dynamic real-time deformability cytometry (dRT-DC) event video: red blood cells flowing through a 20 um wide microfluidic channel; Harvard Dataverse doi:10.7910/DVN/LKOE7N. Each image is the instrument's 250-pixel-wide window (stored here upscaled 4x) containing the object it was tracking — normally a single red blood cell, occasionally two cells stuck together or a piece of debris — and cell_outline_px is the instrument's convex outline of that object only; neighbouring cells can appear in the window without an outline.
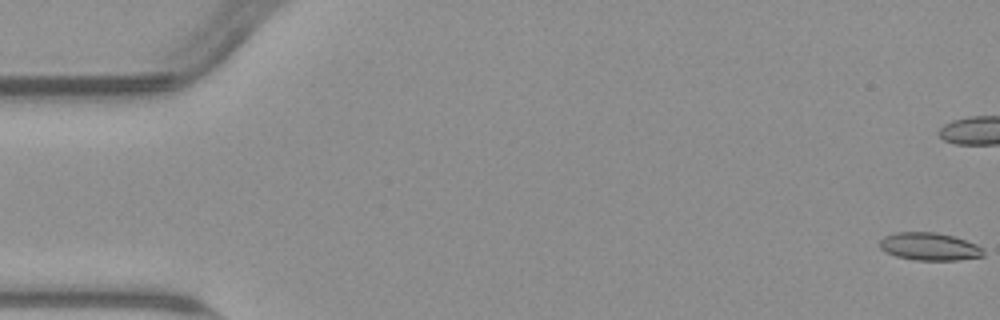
{"species": "common noctule bat (a hibernating species)", "species_latin": "Nyctalus noctula", "temperature_condition": "warm", "stored_images_in_passage": 56, "camera_frame_rate_fps": 3000, "um_per_image_px": 0.085, "animal": {"sex": "male", "body_mass_g": 23.1, "forearm_length_mm": 52.7}, "frame": {"image": 1, "passage_image": 1, "time_ms": 0.0, "image_size_px": [1000, 320], "cell_outline_px": [[984, 256], [956, 260], [916, 260], [896, 256], [884, 252], [880, 248], [880, 240], [884, 236], [896, 232], [936, 232], [952, 236], [976, 244], [984, 248]], "centroid_in_image_um": [78.99, 20.96], "position_along_channel_um": 6.0, "area_um2": 16.76}}
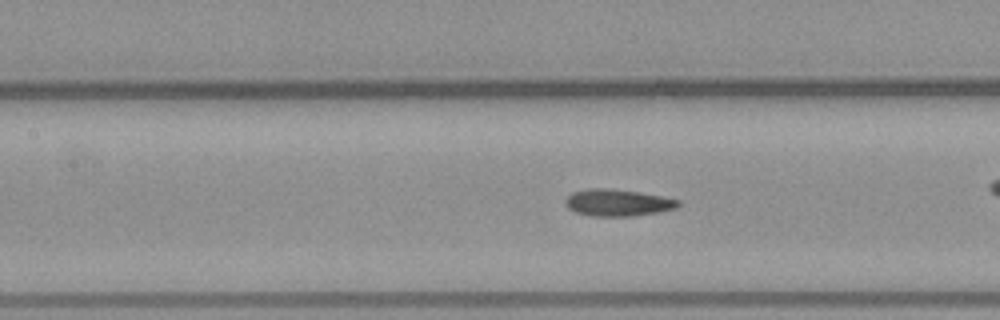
{"frame": {"image": 2, "passage_image": 25, "time_ms": 8.0, "image_size_px": [1000, 320], "cell_outline_px": [[680, 204], [676, 208], [656, 212], [632, 216], [592, 216], [576, 212], [568, 208], [564, 204], [564, 200], [572, 192], [588, 188], [608, 188], [640, 192], [680, 200]], "centroid_in_image_um": [52.46, 17.22], "position_along_channel_um": 154.9, "area_um2": 17.63}}
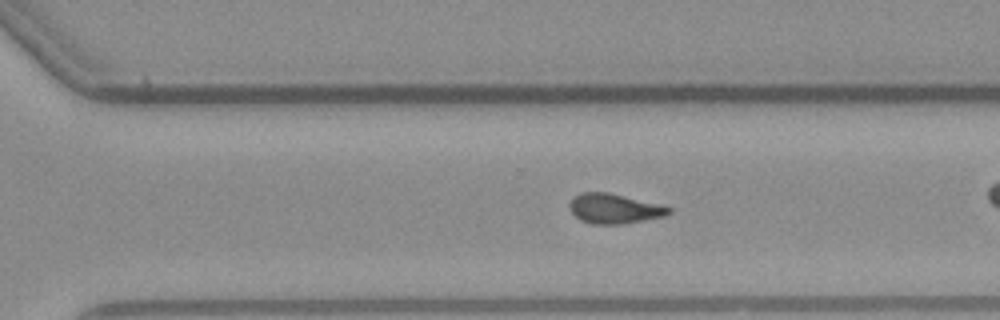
{"frame": {"image": 3, "passage_image": 38, "time_ms": 12.333, "image_size_px": [1000, 320], "cell_outline_px": [[672, 212], [664, 216], [620, 224], [592, 224], [580, 220], [568, 208], [568, 204], [580, 192], [608, 192], [664, 204], [672, 208]], "centroid_in_image_um": [52.24, 17.72], "position_along_channel_um": 318.4, "area_um2": 17.4}, "authors_computed_cell_mechanics": {"area_um2": 17.1666, "velocity_mm_per_s": 3.7824, "shape_relaxation_time_tau1_ms": null, "shape_relaxation_time_tau2_ms": 3.2885, "deformation_change_tau1": null, "deformation_change_tau2": 0.0925}}